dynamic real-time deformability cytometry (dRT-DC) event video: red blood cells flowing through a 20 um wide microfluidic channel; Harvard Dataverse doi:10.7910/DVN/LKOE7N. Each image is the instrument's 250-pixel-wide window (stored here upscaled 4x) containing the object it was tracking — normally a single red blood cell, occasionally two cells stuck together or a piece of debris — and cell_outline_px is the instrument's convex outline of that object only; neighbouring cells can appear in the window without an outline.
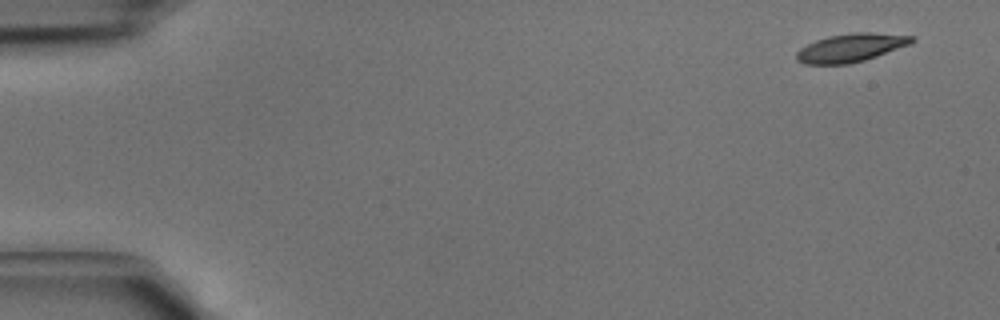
{"species": "common noctule bat (a hibernating species)", "species_latin": "Nyctalus noctula", "temperature_condition": "cold", "stored_images_in_passage": 3, "camera_frame_rate_fps": 3000, "um_per_image_px": 0.085, "animal": {"sex": "male", "body_mass_g": 15.6}, "frame": {"image": 1, "passage_image": 1, "time_ms": 0.0, "image_size_px": [1000, 320], "cell_outline_px": [[916, 40], [908, 44], [876, 56], [864, 60], [848, 64], [804, 64], [796, 60], [796, 52], [800, 48], [816, 40], [828, 36], [852, 32], [872, 32], [916, 36]], "centroid_in_image_um": [72.3, 4.05], "position_along_channel_um": 12.7, "area_um2": 18.96}}